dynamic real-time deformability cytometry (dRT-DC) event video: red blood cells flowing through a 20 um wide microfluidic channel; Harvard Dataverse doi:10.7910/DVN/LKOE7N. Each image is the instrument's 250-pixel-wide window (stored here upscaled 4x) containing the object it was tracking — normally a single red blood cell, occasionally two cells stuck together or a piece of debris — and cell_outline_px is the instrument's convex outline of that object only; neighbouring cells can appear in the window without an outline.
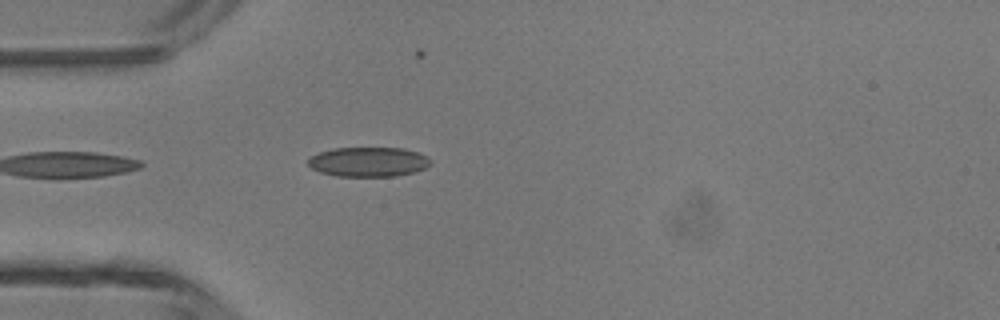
{"species": "common noctule bat (a hibernating species)", "species_latin": "Nyctalus noctula", "temperature_condition": "room temperature", "stored_images_in_passage": 31, "camera_frame_rate_fps": 3000, "um_per_image_px": 0.085, "animal": {"sex": "male", "body_mass_g": 13.3}, "frame": {"image": 1, "passage_image": 2, "time_ms": 0.333, "image_size_px": [1000, 320], "cell_outline_px": [[432, 160], [424, 168], [412, 172], [396, 176], [336, 176], [320, 172], [312, 168], [308, 164], [308, 160], [312, 156], [320, 152], [332, 148], [404, 148], [428, 156]], "centroid_in_image_um": [31.31, 13.75], "position_along_channel_um": 53.7, "area_um2": 20.98}}
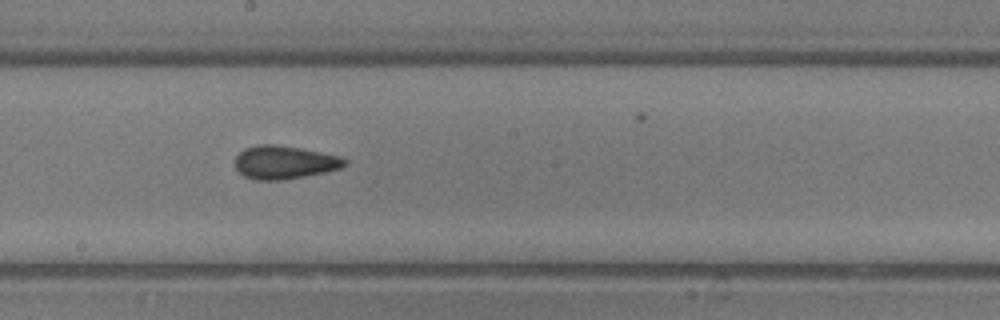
{"frame": {"image": 2, "passage_image": 14, "time_ms": 4.333, "image_size_px": [1000, 320], "cell_outline_px": [[348, 164], [340, 168], [324, 172], [304, 176], [280, 180], [256, 180], [244, 176], [236, 168], [236, 156], [244, 148], [260, 144], [276, 144], [300, 148], [340, 156], [348, 160]], "centroid_in_image_um": [24.18, 13.79], "position_along_channel_um": 224.0, "area_um2": 21.15}}
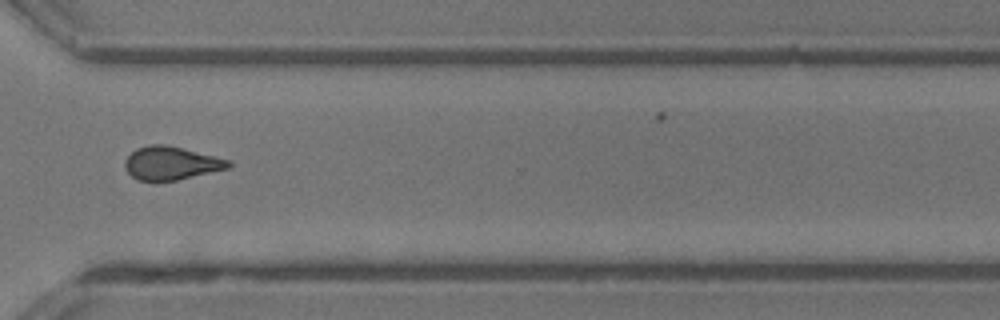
{"frame": {"image": 3, "passage_image": 23, "time_ms": 7.333, "image_size_px": [1000, 320], "cell_outline_px": [[232, 164], [228, 168], [176, 180], [136, 180], [124, 168], [124, 160], [136, 148], [148, 144], [168, 144], [232, 160]], "centroid_in_image_um": [14.54, 13.84], "position_along_channel_um": 356.1, "area_um2": 20.17}, "authors_computed_cell_mechanics": {"area_um2": 20.7502, "velocity_mm_per_s": 4.4207, "shape_relaxation_time_tau1_ms": 6.8901, "shape_relaxation_time_tau2_ms": 2.3211, "deformation_change_tau1": 0.1439, "deformation_change_tau2": 0.0788}}